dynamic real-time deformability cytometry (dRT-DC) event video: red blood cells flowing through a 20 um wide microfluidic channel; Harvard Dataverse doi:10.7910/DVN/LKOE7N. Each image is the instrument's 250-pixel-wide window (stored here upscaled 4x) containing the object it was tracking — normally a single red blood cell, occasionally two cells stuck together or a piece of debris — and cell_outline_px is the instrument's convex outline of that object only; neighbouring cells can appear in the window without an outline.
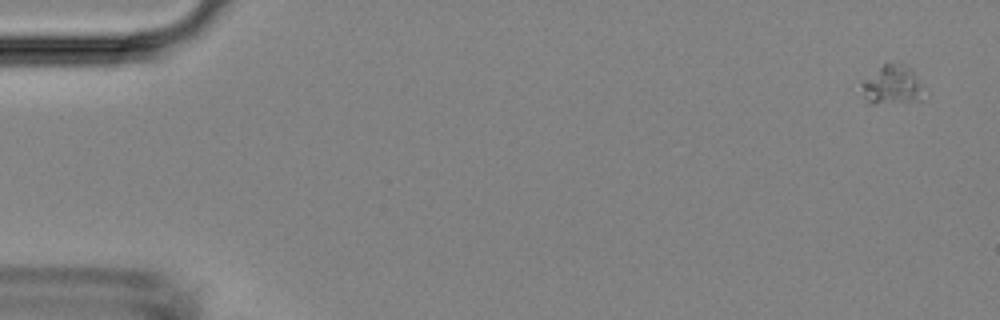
{"species": "Egyptian fruit bat (a non-hibernating species)", "species_latin": "Rousettus aegyptiacus", "temperature_condition": "room temperature", "stored_images_in_passage": 5, "camera_frame_rate_fps": 3000, "um_per_image_px": 0.085, "animal": {"sex": "female"}, "frame": {"image": 1, "passage_image": 1, "time_ms": 0.0, "image_size_px": [1000, 320], "cell_outline_px": [[924, 100], [872, 104], [868, 104], [864, 96], [860, 84], [860, 80], [884, 64], [904, 64], [912, 72], [920, 88]], "centroid_in_image_um": [75.73, 7.25], "position_along_channel_um": 9.3, "area_um2": 13.81}}
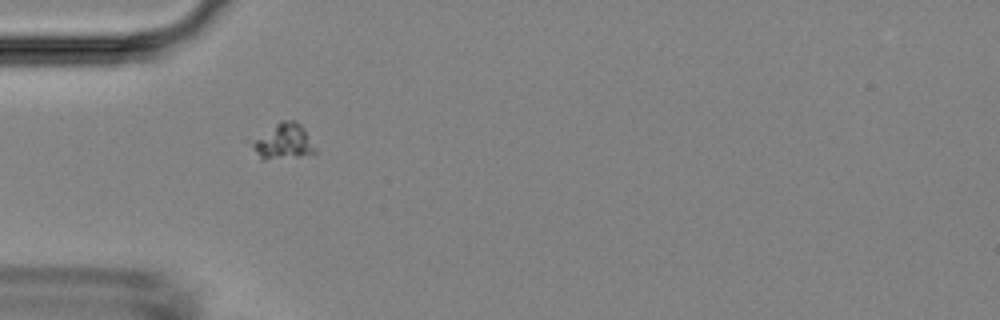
{"frame": {"image": 2, "passage_image": 4, "time_ms": 4.667, "image_size_px": [1000, 320], "cell_outline_px": [[316, 152], [300, 156], [264, 160], [260, 160], [252, 148], [252, 144], [256, 140], [280, 120], [296, 120], [304, 128], [316, 148]], "centroid_in_image_um": [24.13, 12.04], "position_along_channel_um": 60.9, "area_um2": 12.77}}